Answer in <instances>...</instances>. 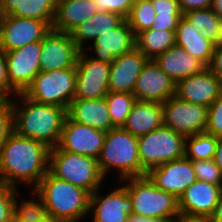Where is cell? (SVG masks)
<instances>
[{
	"label": "cell",
	"instance_id": "19",
	"mask_svg": "<svg viewBox=\"0 0 222 222\" xmlns=\"http://www.w3.org/2000/svg\"><path fill=\"white\" fill-rule=\"evenodd\" d=\"M149 59L136 47L111 62L109 92L133 93L136 81Z\"/></svg>",
	"mask_w": 222,
	"mask_h": 222
},
{
	"label": "cell",
	"instance_id": "46",
	"mask_svg": "<svg viewBox=\"0 0 222 222\" xmlns=\"http://www.w3.org/2000/svg\"><path fill=\"white\" fill-rule=\"evenodd\" d=\"M213 161L219 167V169L222 171V137H218Z\"/></svg>",
	"mask_w": 222,
	"mask_h": 222
},
{
	"label": "cell",
	"instance_id": "36",
	"mask_svg": "<svg viewBox=\"0 0 222 222\" xmlns=\"http://www.w3.org/2000/svg\"><path fill=\"white\" fill-rule=\"evenodd\" d=\"M193 167L197 180L222 185V171L214 163L213 159L193 161Z\"/></svg>",
	"mask_w": 222,
	"mask_h": 222
},
{
	"label": "cell",
	"instance_id": "2",
	"mask_svg": "<svg viewBox=\"0 0 222 222\" xmlns=\"http://www.w3.org/2000/svg\"><path fill=\"white\" fill-rule=\"evenodd\" d=\"M17 99L22 105L11 99L13 131L42 142L50 149L57 147L67 110L60 106L36 102L24 93H18Z\"/></svg>",
	"mask_w": 222,
	"mask_h": 222
},
{
	"label": "cell",
	"instance_id": "30",
	"mask_svg": "<svg viewBox=\"0 0 222 222\" xmlns=\"http://www.w3.org/2000/svg\"><path fill=\"white\" fill-rule=\"evenodd\" d=\"M218 137L206 132L185 138V156L192 160H210L214 157Z\"/></svg>",
	"mask_w": 222,
	"mask_h": 222
},
{
	"label": "cell",
	"instance_id": "24",
	"mask_svg": "<svg viewBox=\"0 0 222 222\" xmlns=\"http://www.w3.org/2000/svg\"><path fill=\"white\" fill-rule=\"evenodd\" d=\"M96 12L93 0H57L52 29L70 34Z\"/></svg>",
	"mask_w": 222,
	"mask_h": 222
},
{
	"label": "cell",
	"instance_id": "37",
	"mask_svg": "<svg viewBox=\"0 0 222 222\" xmlns=\"http://www.w3.org/2000/svg\"><path fill=\"white\" fill-rule=\"evenodd\" d=\"M205 132L215 137H222V93L208 108Z\"/></svg>",
	"mask_w": 222,
	"mask_h": 222
},
{
	"label": "cell",
	"instance_id": "13",
	"mask_svg": "<svg viewBox=\"0 0 222 222\" xmlns=\"http://www.w3.org/2000/svg\"><path fill=\"white\" fill-rule=\"evenodd\" d=\"M5 55L9 82L18 93H24L41 71V41L7 51Z\"/></svg>",
	"mask_w": 222,
	"mask_h": 222
},
{
	"label": "cell",
	"instance_id": "31",
	"mask_svg": "<svg viewBox=\"0 0 222 222\" xmlns=\"http://www.w3.org/2000/svg\"><path fill=\"white\" fill-rule=\"evenodd\" d=\"M108 111L115 128L123 127L136 102L135 95L127 92H108L105 96Z\"/></svg>",
	"mask_w": 222,
	"mask_h": 222
},
{
	"label": "cell",
	"instance_id": "41",
	"mask_svg": "<svg viewBox=\"0 0 222 222\" xmlns=\"http://www.w3.org/2000/svg\"><path fill=\"white\" fill-rule=\"evenodd\" d=\"M156 15H183L178 0H151Z\"/></svg>",
	"mask_w": 222,
	"mask_h": 222
},
{
	"label": "cell",
	"instance_id": "32",
	"mask_svg": "<svg viewBox=\"0 0 222 222\" xmlns=\"http://www.w3.org/2000/svg\"><path fill=\"white\" fill-rule=\"evenodd\" d=\"M203 37L213 44L215 30L219 27V16L210 8L192 10L183 14Z\"/></svg>",
	"mask_w": 222,
	"mask_h": 222
},
{
	"label": "cell",
	"instance_id": "48",
	"mask_svg": "<svg viewBox=\"0 0 222 222\" xmlns=\"http://www.w3.org/2000/svg\"><path fill=\"white\" fill-rule=\"evenodd\" d=\"M214 49L222 47V19L219 21V27L215 30V36L213 38Z\"/></svg>",
	"mask_w": 222,
	"mask_h": 222
},
{
	"label": "cell",
	"instance_id": "45",
	"mask_svg": "<svg viewBox=\"0 0 222 222\" xmlns=\"http://www.w3.org/2000/svg\"><path fill=\"white\" fill-rule=\"evenodd\" d=\"M178 222H213L211 216L194 215L188 213H179L177 216Z\"/></svg>",
	"mask_w": 222,
	"mask_h": 222
},
{
	"label": "cell",
	"instance_id": "6",
	"mask_svg": "<svg viewBox=\"0 0 222 222\" xmlns=\"http://www.w3.org/2000/svg\"><path fill=\"white\" fill-rule=\"evenodd\" d=\"M49 172L91 194L101 187L105 178L96 159L61 150L58 146L50 149Z\"/></svg>",
	"mask_w": 222,
	"mask_h": 222
},
{
	"label": "cell",
	"instance_id": "9",
	"mask_svg": "<svg viewBox=\"0 0 222 222\" xmlns=\"http://www.w3.org/2000/svg\"><path fill=\"white\" fill-rule=\"evenodd\" d=\"M84 51L77 59L74 99L104 98L109 92L111 63L96 60Z\"/></svg>",
	"mask_w": 222,
	"mask_h": 222
},
{
	"label": "cell",
	"instance_id": "20",
	"mask_svg": "<svg viewBox=\"0 0 222 222\" xmlns=\"http://www.w3.org/2000/svg\"><path fill=\"white\" fill-rule=\"evenodd\" d=\"M221 195L222 185L196 180L178 197L179 212L211 216Z\"/></svg>",
	"mask_w": 222,
	"mask_h": 222
},
{
	"label": "cell",
	"instance_id": "3",
	"mask_svg": "<svg viewBox=\"0 0 222 222\" xmlns=\"http://www.w3.org/2000/svg\"><path fill=\"white\" fill-rule=\"evenodd\" d=\"M33 191L43 201L46 215L78 222L89 214L91 193L53 176L49 171Z\"/></svg>",
	"mask_w": 222,
	"mask_h": 222
},
{
	"label": "cell",
	"instance_id": "16",
	"mask_svg": "<svg viewBox=\"0 0 222 222\" xmlns=\"http://www.w3.org/2000/svg\"><path fill=\"white\" fill-rule=\"evenodd\" d=\"M147 176L158 188L177 198L197 180L193 161L186 156L152 168Z\"/></svg>",
	"mask_w": 222,
	"mask_h": 222
},
{
	"label": "cell",
	"instance_id": "27",
	"mask_svg": "<svg viewBox=\"0 0 222 222\" xmlns=\"http://www.w3.org/2000/svg\"><path fill=\"white\" fill-rule=\"evenodd\" d=\"M175 44L184 48L188 54L202 61L207 67L210 65L214 51L212 42L205 39L184 16L181 17L175 30Z\"/></svg>",
	"mask_w": 222,
	"mask_h": 222
},
{
	"label": "cell",
	"instance_id": "38",
	"mask_svg": "<svg viewBox=\"0 0 222 222\" xmlns=\"http://www.w3.org/2000/svg\"><path fill=\"white\" fill-rule=\"evenodd\" d=\"M97 11L114 12L127 18L131 12L134 0H93Z\"/></svg>",
	"mask_w": 222,
	"mask_h": 222
},
{
	"label": "cell",
	"instance_id": "51",
	"mask_svg": "<svg viewBox=\"0 0 222 222\" xmlns=\"http://www.w3.org/2000/svg\"><path fill=\"white\" fill-rule=\"evenodd\" d=\"M13 222H23V221H19L16 217H14V221ZM41 222H66L62 219L56 218V217H52L49 215H46Z\"/></svg>",
	"mask_w": 222,
	"mask_h": 222
},
{
	"label": "cell",
	"instance_id": "5",
	"mask_svg": "<svg viewBox=\"0 0 222 222\" xmlns=\"http://www.w3.org/2000/svg\"><path fill=\"white\" fill-rule=\"evenodd\" d=\"M133 205V215L164 220L178 216V198L158 188L146 175L121 180Z\"/></svg>",
	"mask_w": 222,
	"mask_h": 222
},
{
	"label": "cell",
	"instance_id": "10",
	"mask_svg": "<svg viewBox=\"0 0 222 222\" xmlns=\"http://www.w3.org/2000/svg\"><path fill=\"white\" fill-rule=\"evenodd\" d=\"M164 125L185 137L204 133L208 108L172 96L162 104Z\"/></svg>",
	"mask_w": 222,
	"mask_h": 222
},
{
	"label": "cell",
	"instance_id": "44",
	"mask_svg": "<svg viewBox=\"0 0 222 222\" xmlns=\"http://www.w3.org/2000/svg\"><path fill=\"white\" fill-rule=\"evenodd\" d=\"M208 68L222 83V47L214 49Z\"/></svg>",
	"mask_w": 222,
	"mask_h": 222
},
{
	"label": "cell",
	"instance_id": "49",
	"mask_svg": "<svg viewBox=\"0 0 222 222\" xmlns=\"http://www.w3.org/2000/svg\"><path fill=\"white\" fill-rule=\"evenodd\" d=\"M211 9L222 19V0H213Z\"/></svg>",
	"mask_w": 222,
	"mask_h": 222
},
{
	"label": "cell",
	"instance_id": "47",
	"mask_svg": "<svg viewBox=\"0 0 222 222\" xmlns=\"http://www.w3.org/2000/svg\"><path fill=\"white\" fill-rule=\"evenodd\" d=\"M211 218L213 222H222V195L211 214Z\"/></svg>",
	"mask_w": 222,
	"mask_h": 222
},
{
	"label": "cell",
	"instance_id": "39",
	"mask_svg": "<svg viewBox=\"0 0 222 222\" xmlns=\"http://www.w3.org/2000/svg\"><path fill=\"white\" fill-rule=\"evenodd\" d=\"M13 131L11 99L0 102V149Z\"/></svg>",
	"mask_w": 222,
	"mask_h": 222
},
{
	"label": "cell",
	"instance_id": "25",
	"mask_svg": "<svg viewBox=\"0 0 222 222\" xmlns=\"http://www.w3.org/2000/svg\"><path fill=\"white\" fill-rule=\"evenodd\" d=\"M163 125L162 103L136 100L122 128L140 137Z\"/></svg>",
	"mask_w": 222,
	"mask_h": 222
},
{
	"label": "cell",
	"instance_id": "21",
	"mask_svg": "<svg viewBox=\"0 0 222 222\" xmlns=\"http://www.w3.org/2000/svg\"><path fill=\"white\" fill-rule=\"evenodd\" d=\"M135 35L125 19L118 27L98 36L93 43L96 60L111 63L118 56L132 51L135 47Z\"/></svg>",
	"mask_w": 222,
	"mask_h": 222
},
{
	"label": "cell",
	"instance_id": "52",
	"mask_svg": "<svg viewBox=\"0 0 222 222\" xmlns=\"http://www.w3.org/2000/svg\"><path fill=\"white\" fill-rule=\"evenodd\" d=\"M157 222H178L177 217L175 218H169V219H164V220H158Z\"/></svg>",
	"mask_w": 222,
	"mask_h": 222
},
{
	"label": "cell",
	"instance_id": "4",
	"mask_svg": "<svg viewBox=\"0 0 222 222\" xmlns=\"http://www.w3.org/2000/svg\"><path fill=\"white\" fill-rule=\"evenodd\" d=\"M97 161L104 177L111 168L119 170L120 182L127 178L147 175L139 158L138 137L122 127L112 128L106 132Z\"/></svg>",
	"mask_w": 222,
	"mask_h": 222
},
{
	"label": "cell",
	"instance_id": "1",
	"mask_svg": "<svg viewBox=\"0 0 222 222\" xmlns=\"http://www.w3.org/2000/svg\"><path fill=\"white\" fill-rule=\"evenodd\" d=\"M50 148L12 131L0 149V184L34 188L49 171Z\"/></svg>",
	"mask_w": 222,
	"mask_h": 222
},
{
	"label": "cell",
	"instance_id": "7",
	"mask_svg": "<svg viewBox=\"0 0 222 222\" xmlns=\"http://www.w3.org/2000/svg\"><path fill=\"white\" fill-rule=\"evenodd\" d=\"M185 138L165 125L138 137L142 168L148 173L152 168L185 156Z\"/></svg>",
	"mask_w": 222,
	"mask_h": 222
},
{
	"label": "cell",
	"instance_id": "29",
	"mask_svg": "<svg viewBox=\"0 0 222 222\" xmlns=\"http://www.w3.org/2000/svg\"><path fill=\"white\" fill-rule=\"evenodd\" d=\"M136 48L148 59H155L175 45V31L147 29L135 36Z\"/></svg>",
	"mask_w": 222,
	"mask_h": 222
},
{
	"label": "cell",
	"instance_id": "8",
	"mask_svg": "<svg viewBox=\"0 0 222 222\" xmlns=\"http://www.w3.org/2000/svg\"><path fill=\"white\" fill-rule=\"evenodd\" d=\"M76 67L50 72L40 71L24 94L39 103L68 109L74 99Z\"/></svg>",
	"mask_w": 222,
	"mask_h": 222
},
{
	"label": "cell",
	"instance_id": "22",
	"mask_svg": "<svg viewBox=\"0 0 222 222\" xmlns=\"http://www.w3.org/2000/svg\"><path fill=\"white\" fill-rule=\"evenodd\" d=\"M67 116L76 123L107 132L112 120L105 97L98 99H73L67 109Z\"/></svg>",
	"mask_w": 222,
	"mask_h": 222
},
{
	"label": "cell",
	"instance_id": "43",
	"mask_svg": "<svg viewBox=\"0 0 222 222\" xmlns=\"http://www.w3.org/2000/svg\"><path fill=\"white\" fill-rule=\"evenodd\" d=\"M182 14L192 10L206 9L212 6L213 0H178Z\"/></svg>",
	"mask_w": 222,
	"mask_h": 222
},
{
	"label": "cell",
	"instance_id": "11",
	"mask_svg": "<svg viewBox=\"0 0 222 222\" xmlns=\"http://www.w3.org/2000/svg\"><path fill=\"white\" fill-rule=\"evenodd\" d=\"M51 30L45 22L34 18L0 16V47L5 51L41 41Z\"/></svg>",
	"mask_w": 222,
	"mask_h": 222
},
{
	"label": "cell",
	"instance_id": "15",
	"mask_svg": "<svg viewBox=\"0 0 222 222\" xmlns=\"http://www.w3.org/2000/svg\"><path fill=\"white\" fill-rule=\"evenodd\" d=\"M133 94L138 101L164 103L176 94V83L159 67L154 59H149L141 71Z\"/></svg>",
	"mask_w": 222,
	"mask_h": 222
},
{
	"label": "cell",
	"instance_id": "35",
	"mask_svg": "<svg viewBox=\"0 0 222 222\" xmlns=\"http://www.w3.org/2000/svg\"><path fill=\"white\" fill-rule=\"evenodd\" d=\"M16 195L18 188L0 184V222L14 221Z\"/></svg>",
	"mask_w": 222,
	"mask_h": 222
},
{
	"label": "cell",
	"instance_id": "14",
	"mask_svg": "<svg viewBox=\"0 0 222 222\" xmlns=\"http://www.w3.org/2000/svg\"><path fill=\"white\" fill-rule=\"evenodd\" d=\"M106 132L74 122L66 116L58 147L98 160Z\"/></svg>",
	"mask_w": 222,
	"mask_h": 222
},
{
	"label": "cell",
	"instance_id": "17",
	"mask_svg": "<svg viewBox=\"0 0 222 222\" xmlns=\"http://www.w3.org/2000/svg\"><path fill=\"white\" fill-rule=\"evenodd\" d=\"M222 93V83L207 67L202 72L193 74L176 84L179 99L207 108Z\"/></svg>",
	"mask_w": 222,
	"mask_h": 222
},
{
	"label": "cell",
	"instance_id": "40",
	"mask_svg": "<svg viewBox=\"0 0 222 222\" xmlns=\"http://www.w3.org/2000/svg\"><path fill=\"white\" fill-rule=\"evenodd\" d=\"M0 94L5 99H12L10 94L16 96L18 92L11 86L7 74L5 51L0 47Z\"/></svg>",
	"mask_w": 222,
	"mask_h": 222
},
{
	"label": "cell",
	"instance_id": "33",
	"mask_svg": "<svg viewBox=\"0 0 222 222\" xmlns=\"http://www.w3.org/2000/svg\"><path fill=\"white\" fill-rule=\"evenodd\" d=\"M156 16L151 0H134L131 12L126 18L134 35L150 29Z\"/></svg>",
	"mask_w": 222,
	"mask_h": 222
},
{
	"label": "cell",
	"instance_id": "18",
	"mask_svg": "<svg viewBox=\"0 0 222 222\" xmlns=\"http://www.w3.org/2000/svg\"><path fill=\"white\" fill-rule=\"evenodd\" d=\"M99 189L90 198L89 211L93 210V222H127L133 215V205L124 185L106 196H101Z\"/></svg>",
	"mask_w": 222,
	"mask_h": 222
},
{
	"label": "cell",
	"instance_id": "28",
	"mask_svg": "<svg viewBox=\"0 0 222 222\" xmlns=\"http://www.w3.org/2000/svg\"><path fill=\"white\" fill-rule=\"evenodd\" d=\"M124 20L125 18L120 14L97 11L90 19L79 24L70 34L77 47L81 51H87L84 46L85 42L94 41L101 34L118 27Z\"/></svg>",
	"mask_w": 222,
	"mask_h": 222
},
{
	"label": "cell",
	"instance_id": "34",
	"mask_svg": "<svg viewBox=\"0 0 222 222\" xmlns=\"http://www.w3.org/2000/svg\"><path fill=\"white\" fill-rule=\"evenodd\" d=\"M34 193L33 200H23L19 205L18 196L15 197V217L23 222H41L46 216L45 207L41 198ZM34 196L37 198H34ZM35 199V200H34Z\"/></svg>",
	"mask_w": 222,
	"mask_h": 222
},
{
	"label": "cell",
	"instance_id": "50",
	"mask_svg": "<svg viewBox=\"0 0 222 222\" xmlns=\"http://www.w3.org/2000/svg\"><path fill=\"white\" fill-rule=\"evenodd\" d=\"M158 220L152 219V218H146L136 215H131L128 217L127 222H157Z\"/></svg>",
	"mask_w": 222,
	"mask_h": 222
},
{
	"label": "cell",
	"instance_id": "23",
	"mask_svg": "<svg viewBox=\"0 0 222 222\" xmlns=\"http://www.w3.org/2000/svg\"><path fill=\"white\" fill-rule=\"evenodd\" d=\"M154 61L177 84L193 74L202 72L207 66L197 58L188 54L184 48L174 45Z\"/></svg>",
	"mask_w": 222,
	"mask_h": 222
},
{
	"label": "cell",
	"instance_id": "12",
	"mask_svg": "<svg viewBox=\"0 0 222 222\" xmlns=\"http://www.w3.org/2000/svg\"><path fill=\"white\" fill-rule=\"evenodd\" d=\"M80 51L71 34L51 28L41 40L40 69L50 72L76 67Z\"/></svg>",
	"mask_w": 222,
	"mask_h": 222
},
{
	"label": "cell",
	"instance_id": "53",
	"mask_svg": "<svg viewBox=\"0 0 222 222\" xmlns=\"http://www.w3.org/2000/svg\"><path fill=\"white\" fill-rule=\"evenodd\" d=\"M5 98L0 94V102H2Z\"/></svg>",
	"mask_w": 222,
	"mask_h": 222
},
{
	"label": "cell",
	"instance_id": "42",
	"mask_svg": "<svg viewBox=\"0 0 222 222\" xmlns=\"http://www.w3.org/2000/svg\"><path fill=\"white\" fill-rule=\"evenodd\" d=\"M183 15H156L150 29L175 31Z\"/></svg>",
	"mask_w": 222,
	"mask_h": 222
},
{
	"label": "cell",
	"instance_id": "26",
	"mask_svg": "<svg viewBox=\"0 0 222 222\" xmlns=\"http://www.w3.org/2000/svg\"><path fill=\"white\" fill-rule=\"evenodd\" d=\"M57 0H0V16H17L45 21L51 28Z\"/></svg>",
	"mask_w": 222,
	"mask_h": 222
}]
</instances>
